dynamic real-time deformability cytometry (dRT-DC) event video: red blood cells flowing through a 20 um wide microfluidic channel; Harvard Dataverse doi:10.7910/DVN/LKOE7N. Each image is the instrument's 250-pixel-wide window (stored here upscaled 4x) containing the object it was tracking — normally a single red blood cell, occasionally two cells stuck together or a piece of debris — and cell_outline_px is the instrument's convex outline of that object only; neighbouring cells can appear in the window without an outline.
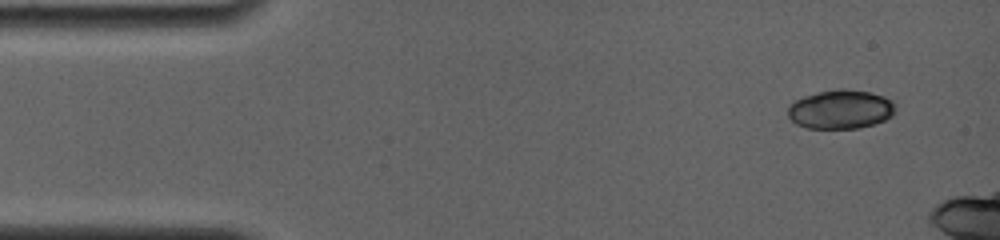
{"species": "common noctule bat (a hibernating species)", "species_latin": "Nyctalus noctula", "temperature_condition": "room temperature", "stored_images_in_passage": 5, "camera_frame_rate_fps": 4000, "um_per_image_px": 0.085, "animal": {"sex": "female", "body_mass_g": 19.0, "forearm_length_mm": 56.7}, "frame": {"image": 1, "passage_image": 1, "time_ms": 0.0, "image_size_px": [1000, 240], "cell_outline_px": [[896, 112], [892, 116], [876, 124], [860, 128], [804, 128], [796, 124], [788, 116], [788, 108], [792, 100], [804, 96], [836, 88], [844, 88], [868, 92], [884, 96], [892, 100]], "centroid_in_image_um": [71.45, 9.29], "position_along_channel_um": 13.6, "area_um2": 24.68}}